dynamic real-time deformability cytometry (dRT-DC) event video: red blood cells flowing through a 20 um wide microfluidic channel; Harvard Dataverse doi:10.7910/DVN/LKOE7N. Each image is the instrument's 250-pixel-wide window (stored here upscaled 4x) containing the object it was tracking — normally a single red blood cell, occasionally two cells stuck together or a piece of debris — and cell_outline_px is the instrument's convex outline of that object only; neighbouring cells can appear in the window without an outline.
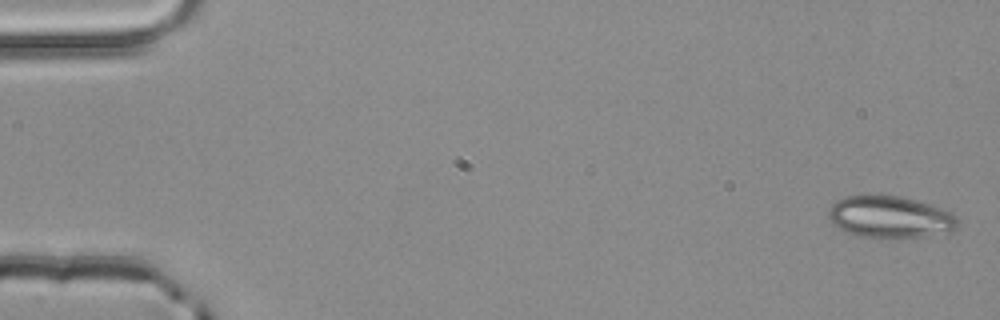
{"species": "common noctule bat (a hibernating species)", "species_latin": "Nyctalus noctula", "temperature_condition": "room temperature", "stored_images_in_passage": 4, "camera_frame_rate_fps": 3000, "um_per_image_px": 0.085, "animal": {"sex": "male", "body_mass_g": 20.4}, "frame": {"image": 1, "passage_image": 1, "time_ms": 0.0, "image_size_px": [1000, 320], "cell_outline_px": [[956, 228], [952, 232], [924, 236], [892, 240], [856, 236], [832, 224], [828, 216], [828, 212], [832, 204], [836, 200], [844, 196], [876, 192], [900, 196], [916, 200], [952, 212], [956, 216]], "centroid_in_image_um": [75.61, 18.43], "position_along_channel_um": 9.4, "area_um2": 32.71}}